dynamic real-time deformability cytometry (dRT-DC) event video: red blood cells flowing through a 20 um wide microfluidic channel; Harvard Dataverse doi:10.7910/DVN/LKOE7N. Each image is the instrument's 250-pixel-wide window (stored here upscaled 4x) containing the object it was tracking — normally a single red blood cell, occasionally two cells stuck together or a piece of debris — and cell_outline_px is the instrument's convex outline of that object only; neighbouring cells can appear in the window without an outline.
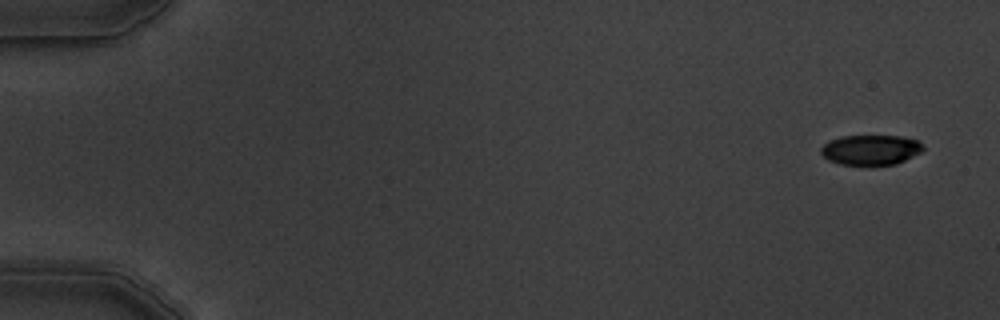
{"species": "common noctule bat (a hibernating species)", "species_latin": "Nyctalus noctula", "temperature_condition": "warm", "stored_images_in_passage": 5, "camera_frame_rate_fps": 3000, "um_per_image_px": 0.085, "animal": {"sex": "male", "body_mass_g": 19.5, "forearm_length_mm": 54.6}, "frame": {"image": 1, "passage_image": 1, "time_ms": 0.0, "image_size_px": [1000, 320], "cell_outline_px": [[924, 148], [920, 152], [896, 164], [868, 168], [840, 164], [828, 160], [820, 152], [820, 148], [828, 140], [840, 136], [900, 136], [916, 140]], "centroid_in_image_um": [73.95, 12.78], "position_along_channel_um": 11.1, "area_um2": 18.44}}
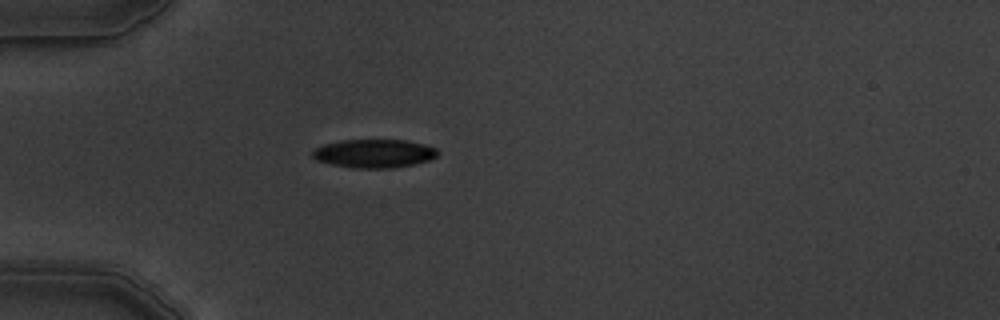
{"frame": {"image": 2, "passage_image": 5, "time_ms": 4.667, "image_size_px": [1000, 320], "cell_outline_px": [[440, 152], [436, 156], [428, 160], [412, 164], [392, 168], [356, 168], [332, 164], [316, 160], [312, 156], [312, 152], [316, 148], [324, 144], [340, 140], [408, 140], [424, 144], [436, 148]], "centroid_in_image_um": [31.8, 13.04], "position_along_channel_um": 53.2, "area_um2": 20.69}}